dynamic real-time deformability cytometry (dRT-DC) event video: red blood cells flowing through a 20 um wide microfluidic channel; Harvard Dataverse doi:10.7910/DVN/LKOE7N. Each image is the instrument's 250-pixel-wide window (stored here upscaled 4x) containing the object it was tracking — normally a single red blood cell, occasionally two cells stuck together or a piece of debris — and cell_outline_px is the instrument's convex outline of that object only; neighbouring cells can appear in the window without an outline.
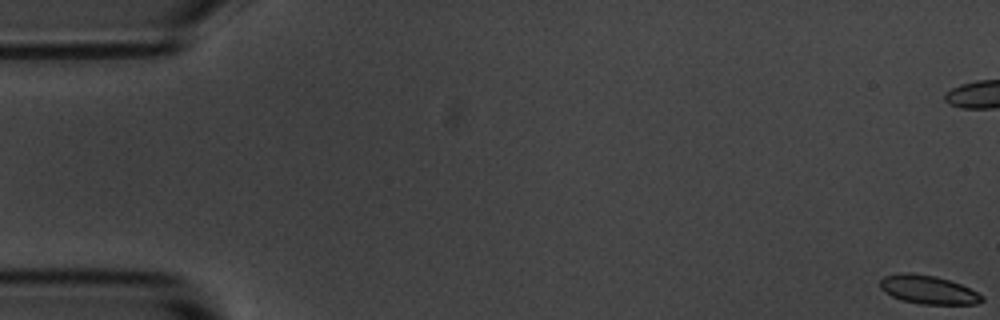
{"species": "common noctule bat (a hibernating species)", "species_latin": "Nyctalus noctula", "temperature_condition": "room temperature", "stored_images_in_passage": 57, "camera_frame_rate_fps": 3000, "um_per_image_px": 0.085, "animal": {"sex": "male", "body_mass_g": 20.1, "forearm_length_mm": 53.5}, "frame": {"image": 1, "passage_image": 1, "time_ms": 0.0, "image_size_px": [1000, 320], "cell_outline_px": [[984, 300], [980, 304], [920, 304], [900, 300], [884, 292], [880, 288], [880, 280], [884, 276], [908, 272], [936, 276], [960, 284], [984, 296]], "centroid_in_image_um": [78.89, 24.63], "position_along_channel_um": 6.1, "area_um2": 16.94}}
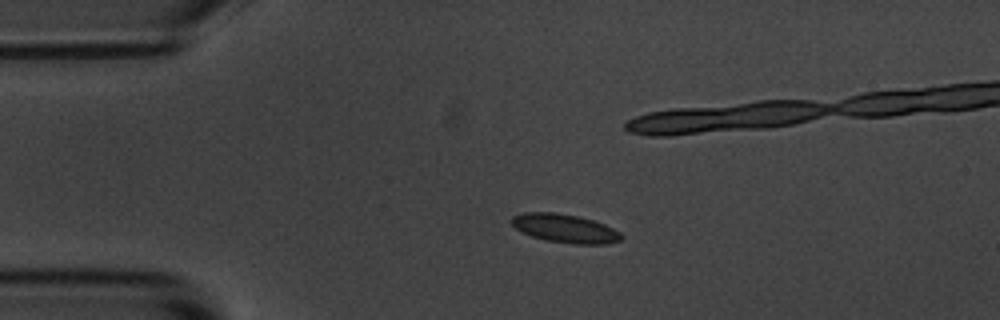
{"frame": {"image": 2, "passage_image": 13, "time_ms": 4.0, "image_size_px": [1000, 320], "cell_outline_px": [[624, 236], [620, 240], [608, 244], [576, 244], [544, 240], [532, 236], [516, 228], [512, 224], [512, 216], [524, 212], [552, 212], [576, 216], [592, 220], [604, 224], [620, 232]], "centroid_in_image_um": [48.04, 19.42], "position_along_channel_um": 37.0, "area_um2": 18.09}}
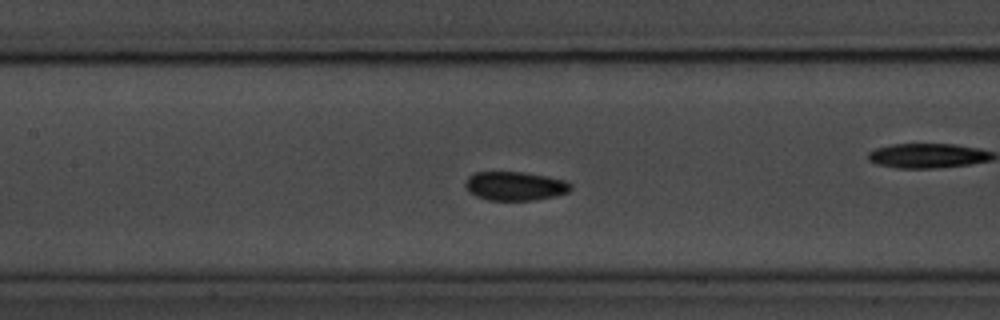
{"frame": {"image": 3, "passage_image": 26, "time_ms": 8.333, "image_size_px": [1000, 320], "cell_outline_px": [[572, 188], [568, 192], [556, 196], [536, 200], [488, 200], [476, 196], [468, 192], [464, 184], [468, 176], [476, 172], [524, 172], [548, 176], [568, 180], [572, 184]], "centroid_in_image_um": [43.81, 15.81], "position_along_channel_um": 163.6, "area_um2": 18.03}, "authors_computed_cell_mechanics": {"area_um2": 17.3978, "velocity_mm_per_s": 3.6476, "shape_relaxation_time_tau1_ms": 2.2622, "shape_relaxation_time_tau2_ms": 2.4753, "deformation_change_tau1": 0.0932, "deformation_change_tau2": 0.0477}}